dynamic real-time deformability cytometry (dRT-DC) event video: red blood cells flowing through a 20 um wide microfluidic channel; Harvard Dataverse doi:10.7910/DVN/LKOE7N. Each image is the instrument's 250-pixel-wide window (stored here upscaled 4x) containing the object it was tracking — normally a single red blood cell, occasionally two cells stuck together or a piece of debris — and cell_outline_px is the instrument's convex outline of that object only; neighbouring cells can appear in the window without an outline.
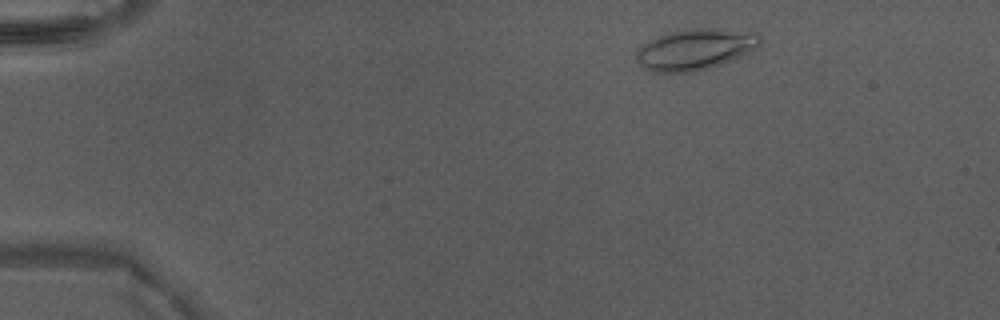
{"species": "Egyptian fruit bat (a non-hibernating species)", "species_latin": "Rousettus aegyptiacus", "temperature_condition": "warm", "stored_images_in_passage": 16, "camera_frame_rate_fps": 3000, "um_per_image_px": 0.085, "animal": {"sex": "male"}, "frame": {"image": 1, "passage_image": 5, "time_ms": 1.333, "image_size_px": [1000, 320], "cell_outline_px": [[760, 44], [756, 48], [740, 56], [720, 64], [696, 72], [652, 72], [644, 68], [636, 60], [636, 52], [648, 40], [656, 36], [668, 32], [692, 28], [724, 28], [760, 32]], "centroid_in_image_um": [59.1, 4.17], "position_along_channel_um": 25.9, "area_um2": 29.82}}